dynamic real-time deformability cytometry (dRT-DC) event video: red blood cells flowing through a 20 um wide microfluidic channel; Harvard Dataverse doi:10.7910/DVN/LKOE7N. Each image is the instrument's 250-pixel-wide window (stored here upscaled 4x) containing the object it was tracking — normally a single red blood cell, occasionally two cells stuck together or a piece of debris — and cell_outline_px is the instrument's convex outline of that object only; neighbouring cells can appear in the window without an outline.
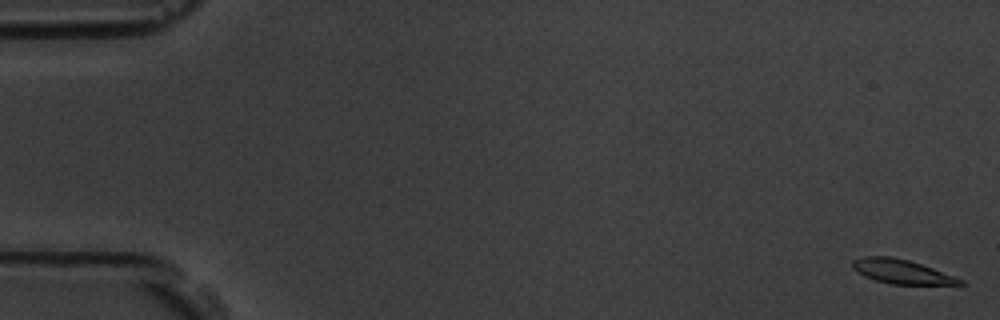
{"species": "common noctule bat (a hibernating species)", "species_latin": "Nyctalus noctula", "temperature_condition": "room temperature", "stored_images_in_passage": 8, "camera_frame_rate_fps": 3000, "um_per_image_px": 0.085, "animal": {"sex": "male", "body_mass_g": 19.5, "forearm_length_mm": 54.6}, "frame": {"image": 1, "passage_image": 1, "time_ms": 0.0, "image_size_px": [1000, 320], "cell_outline_px": [[964, 284], [892, 284], [876, 280], [864, 276], [856, 272], [852, 268], [852, 260], [864, 256], [888, 256], [908, 260], [932, 268], [964, 280]], "centroid_in_image_um": [76.57, 23.08], "position_along_channel_um": 8.4, "area_um2": 14.91}}
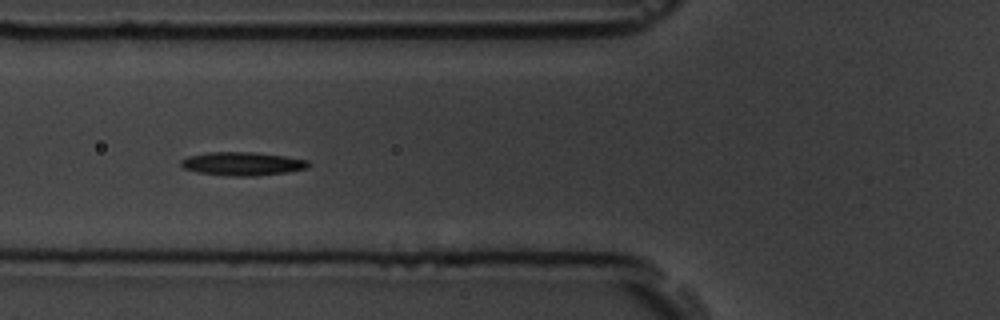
{"frame": {"image": 2, "passage_image": 7, "time_ms": 7.0, "image_size_px": [1000, 320], "cell_outline_px": [[312, 164], [308, 168], [284, 172], [256, 176], [228, 176], [196, 172], [184, 168], [180, 164], [180, 160], [188, 156], [208, 152], [256, 152], [284, 156], [308, 160]], "centroid_in_image_um": [20.6, 13.91], "position_along_channel_um": 105.2, "area_um2": 17.51}}
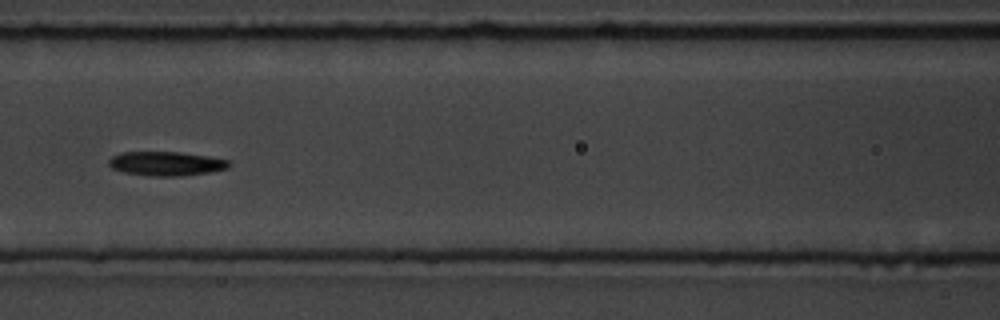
{"frame": {"image": 3, "passage_image": 8, "time_ms": 8.333, "image_size_px": [1000, 320], "cell_outline_px": [[232, 164], [228, 168], [208, 172], [180, 176], [148, 176], [124, 172], [112, 168], [108, 164], [108, 160], [112, 156], [120, 152], [180, 152], [208, 156], [228, 160]], "centroid_in_image_um": [14.11, 13.9], "position_along_channel_um": 152.5, "area_um2": 16.94}}